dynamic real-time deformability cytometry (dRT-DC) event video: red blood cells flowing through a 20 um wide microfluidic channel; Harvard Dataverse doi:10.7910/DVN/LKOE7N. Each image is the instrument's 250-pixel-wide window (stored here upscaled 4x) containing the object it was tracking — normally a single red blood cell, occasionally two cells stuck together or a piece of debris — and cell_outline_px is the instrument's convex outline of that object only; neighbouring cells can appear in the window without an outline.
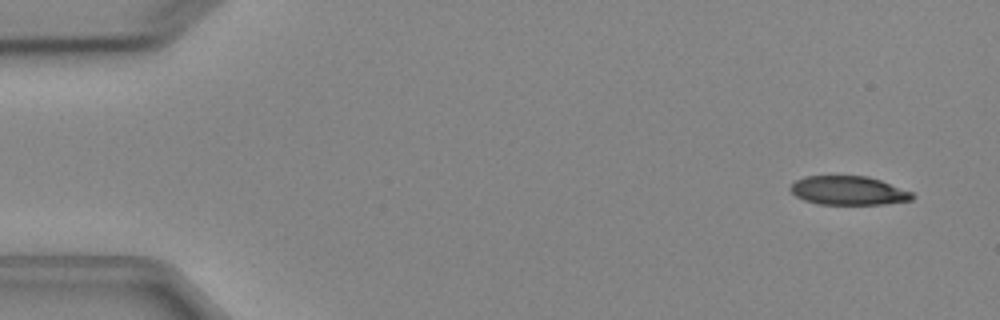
{"species": "Egyptian fruit bat (a non-hibernating species)", "species_latin": "Rousettus aegyptiacus", "temperature_condition": "cold", "stored_images_in_passage": 4, "camera_frame_rate_fps": 3000, "um_per_image_px": 0.085, "animal": {"sex": "female"}, "frame": {"image": 1, "passage_image": 1, "time_ms": 0.0, "image_size_px": [1000, 320], "cell_outline_px": [[916, 196], [912, 200], [884, 204], [820, 204], [804, 200], [796, 196], [788, 188], [796, 180], [804, 176], [868, 176], [880, 180], [912, 192]], "centroid_in_image_um": [72.12, 16.2], "position_along_channel_um": 12.9, "area_um2": 20.46}}